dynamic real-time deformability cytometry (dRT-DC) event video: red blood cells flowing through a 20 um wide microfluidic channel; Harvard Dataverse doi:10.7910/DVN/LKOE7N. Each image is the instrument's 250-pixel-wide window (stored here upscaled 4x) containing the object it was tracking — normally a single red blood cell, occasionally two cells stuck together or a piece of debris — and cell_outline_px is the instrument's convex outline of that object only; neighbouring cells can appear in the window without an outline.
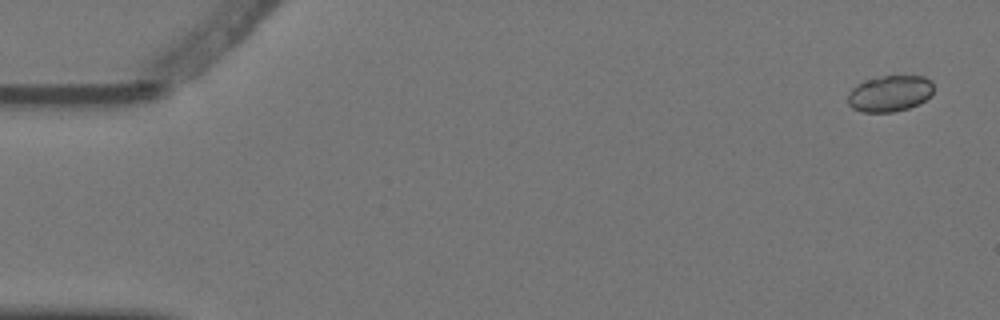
{"species": "Egyptian fruit bat (a non-hibernating species)", "species_latin": "Rousettus aegyptiacus", "temperature_condition": "warm", "stored_images_in_passage": 4, "camera_frame_rate_fps": 3000, "um_per_image_px": 0.085, "animal": {"sex": "female"}, "frame": {"image": 1, "passage_image": 1, "time_ms": 0.0, "image_size_px": [1000, 320], "cell_outline_px": [[932, 92], [920, 104], [908, 108], [892, 112], [860, 112], [852, 108], [848, 104], [848, 92], [852, 88], [864, 80], [884, 76], [924, 76], [932, 80]], "centroid_in_image_um": [75.61, 7.95], "position_along_channel_um": 9.4, "area_um2": 18.09}}